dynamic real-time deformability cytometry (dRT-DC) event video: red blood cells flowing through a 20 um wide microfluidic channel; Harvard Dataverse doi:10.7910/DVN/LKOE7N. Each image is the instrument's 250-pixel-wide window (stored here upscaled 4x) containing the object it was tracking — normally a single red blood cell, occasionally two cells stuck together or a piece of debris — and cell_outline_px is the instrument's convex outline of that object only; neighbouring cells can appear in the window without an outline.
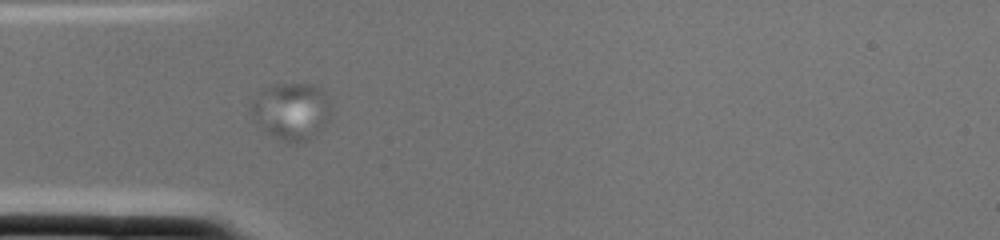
{"species": "common noctule bat (a hibernating species)", "species_latin": "Nyctalus noctula", "temperature_condition": "cold", "stored_images_in_passage": 2, "camera_frame_rate_fps": 3000, "um_per_image_px": 0.085, "animal": {"sex": "female", "body_mass_g": 22.0, "forearm_length_mm": 56.7}, "frame": {"image": 1, "passage_image": 2, "time_ms": 0.333, "image_size_px": [1000, 240], "cell_outline_px": [[332, 112], [328, 120], [320, 132], [308, 140], [300, 144], [288, 144], [268, 132], [260, 124], [252, 112], [252, 100], [264, 88], [272, 84], [312, 84], [320, 88], [324, 92]], "centroid_in_image_um": [24.82, 9.46], "position_along_channel_um": 60.2, "area_um2": 26.41}}